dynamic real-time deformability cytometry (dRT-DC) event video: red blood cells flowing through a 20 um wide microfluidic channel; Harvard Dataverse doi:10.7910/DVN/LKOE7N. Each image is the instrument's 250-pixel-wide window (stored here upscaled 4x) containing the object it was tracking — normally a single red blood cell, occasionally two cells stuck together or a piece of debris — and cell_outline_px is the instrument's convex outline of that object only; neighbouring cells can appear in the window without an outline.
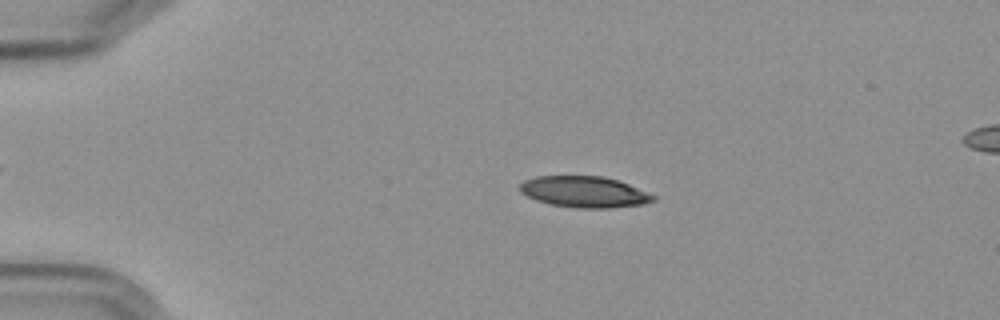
{"species": "Egyptian fruit bat (a non-hibernating species)", "species_latin": "Rousettus aegyptiacus", "temperature_condition": "cold", "stored_images_in_passage": 49, "camera_frame_rate_fps": 3000, "um_per_image_px": 0.085, "frame": {"image": 1, "passage_image": 12, "time_ms": 3.667, "image_size_px": [1000, 320], "cell_outline_px": [[656, 200], [644, 204], [608, 208], [576, 208], [552, 204], [536, 200], [520, 192], [520, 184], [524, 180], [536, 176], [604, 176], [620, 180], [656, 196]], "centroid_in_image_um": [49.69, 16.3], "position_along_channel_um": 35.3, "area_um2": 24.28}}
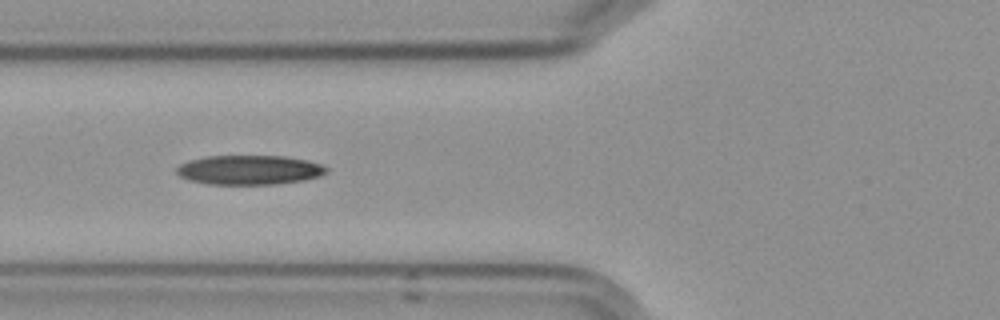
{"frame": {"image": 2, "passage_image": 22, "time_ms": 7.0, "image_size_px": [1000, 320], "cell_outline_px": [[328, 172], [320, 176], [304, 180], [276, 184], [208, 184], [192, 180], [180, 176], [176, 172], [176, 168], [180, 164], [188, 160], [208, 156], [284, 156], [308, 160], [320, 164], [328, 168]], "centroid_in_image_um": [21.22, 14.44], "position_along_channel_um": 104.6, "area_um2": 25.66}}
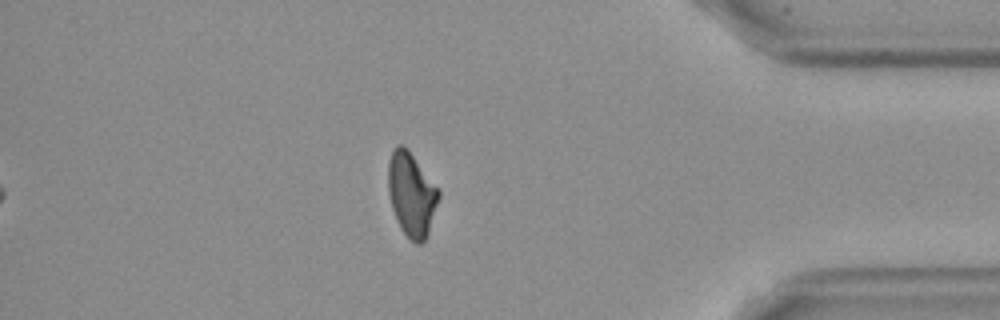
{"frame": {"image": 3, "passage_image": 49, "time_ms": 16.0, "image_size_px": [1000, 320], "cell_outline_px": [[440, 196], [428, 232], [424, 240], [420, 244], [416, 244], [400, 228], [396, 220], [392, 208], [388, 192], [388, 160], [396, 144], [400, 144], [408, 148], [440, 188]], "centroid_in_image_um": [34.98, 16.46], "position_along_channel_um": 400.2, "area_um2": 24.91}, "authors_computed_cell_mechanics": {"area_um2": 25.2008, "velocity_mm_per_s": 3.614, "shape_relaxation_time_tau1_ms": 10.4436, "shape_relaxation_time_tau2_ms": 4.5017, "deformation_change_tau1": 0.2344, "deformation_change_tau2": 0.1405}}